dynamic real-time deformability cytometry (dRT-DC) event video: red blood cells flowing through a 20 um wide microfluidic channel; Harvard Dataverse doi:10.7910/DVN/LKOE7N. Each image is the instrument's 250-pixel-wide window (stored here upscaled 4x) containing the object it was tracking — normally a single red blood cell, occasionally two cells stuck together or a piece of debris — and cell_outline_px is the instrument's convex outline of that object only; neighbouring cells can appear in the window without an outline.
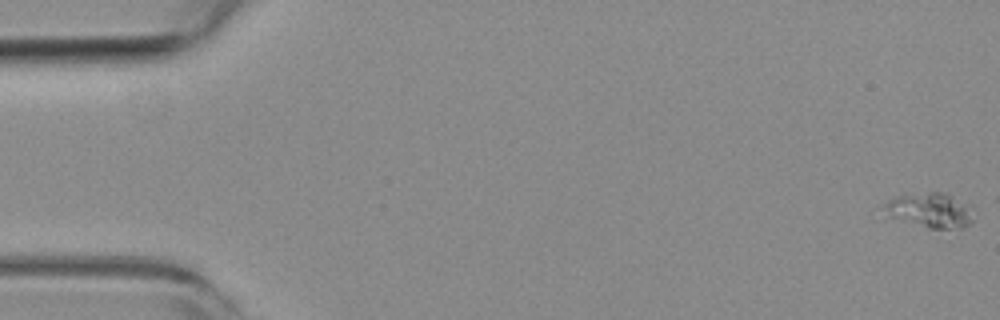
{"species": "common noctule bat (a hibernating species)", "species_latin": "Nyctalus noctula", "temperature_condition": "room temperature", "stored_images_in_passage": 55, "camera_frame_rate_fps": 3000, "um_per_image_px": 0.085, "animal": {"sex": "female", "body_mass_g": 19.3, "forearm_length_mm": 54.1}, "frame": {"image": 1, "passage_image": 1, "time_ms": 0.0, "image_size_px": [1000, 320], "cell_outline_px": [[972, 220], [964, 228], [928, 228], [888, 216], [880, 204], [896, 196], [932, 192], [948, 192], [964, 208]], "centroid_in_image_um": [78.9, 17.87], "position_along_channel_um": 6.1, "area_um2": 17.28}}
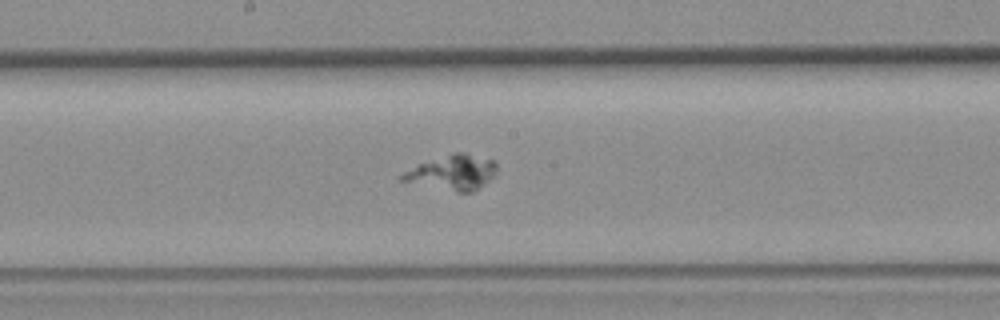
{"frame": {"image": 2, "passage_image": 29, "time_ms": 9.333, "image_size_px": [1000, 320], "cell_outline_px": [[496, 172], [488, 180], [472, 192], [456, 192], [400, 180], [396, 176], [420, 164], [452, 152], [464, 152], [496, 160]], "centroid_in_image_um": [38.47, 14.64], "position_along_channel_um": 209.7, "area_um2": 19.02}}
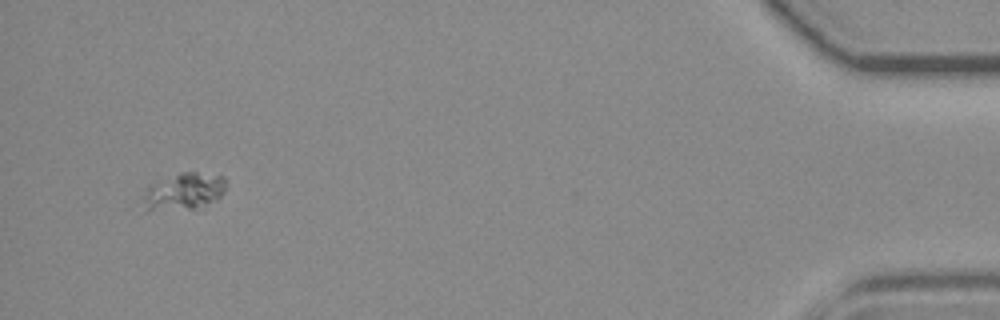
{"frame": {"image": 3, "passage_image": 52, "time_ms": 17.0, "image_size_px": [1000, 320], "cell_outline_px": [[228, 180], [224, 192], [216, 200], [196, 208], [148, 208], [144, 196], [148, 188], [152, 184], [180, 172], [196, 172], [224, 176]], "centroid_in_image_um": [15.78, 16.21], "position_along_channel_um": 419.4, "area_um2": 16.99}}